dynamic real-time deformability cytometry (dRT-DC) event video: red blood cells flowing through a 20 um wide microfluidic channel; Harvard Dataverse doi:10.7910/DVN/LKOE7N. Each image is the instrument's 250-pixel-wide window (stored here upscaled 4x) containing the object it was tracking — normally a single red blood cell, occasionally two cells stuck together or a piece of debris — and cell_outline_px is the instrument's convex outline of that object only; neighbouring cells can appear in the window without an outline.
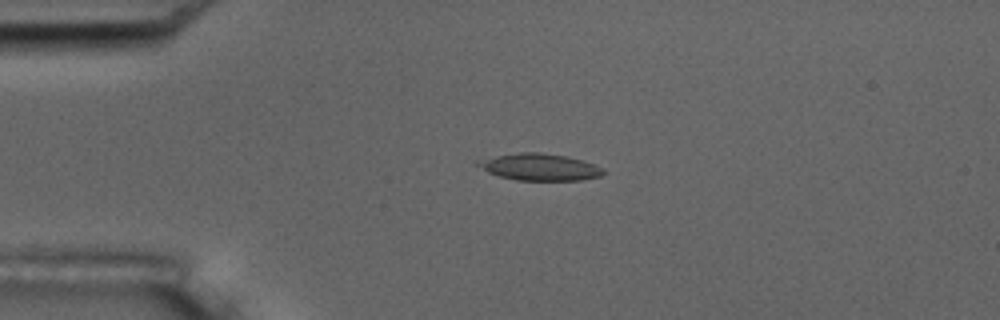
{"species": "common noctule bat (a hibernating species)", "species_latin": "Nyctalus noctula", "temperature_condition": "room temperature", "stored_images_in_passage": 36, "camera_frame_rate_fps": 3000, "um_per_image_px": 0.085, "animal": {"sex": "male", "body_mass_g": 17.5, "forearm_length_mm": 52.3}, "frame": {"image": 1, "passage_image": 10, "time_ms": 3.0, "image_size_px": [1000, 320], "cell_outline_px": [[604, 172], [600, 176], [580, 180], [516, 180], [500, 176], [488, 172], [476, 164], [476, 160], [496, 156], [520, 152], [540, 152], [564, 156], [580, 160], [604, 168]], "centroid_in_image_um": [45.85, 14.2], "position_along_channel_um": 39.2, "area_um2": 19.31}}
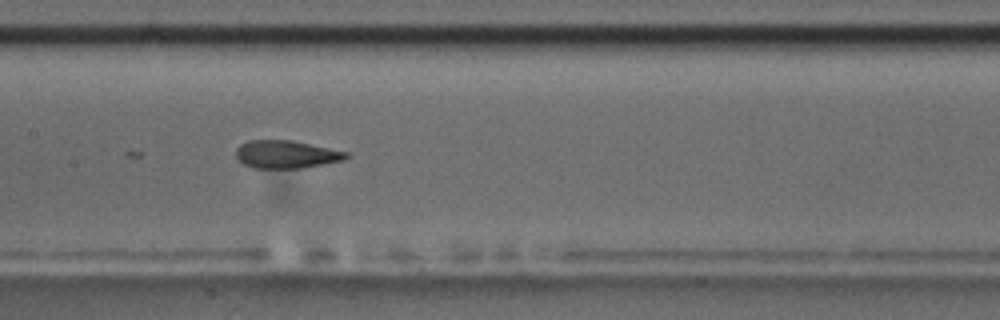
{"frame": {"image": 2, "passage_image": 24, "time_ms": 7.667, "image_size_px": [1000, 320], "cell_outline_px": [[352, 156], [344, 160], [300, 168], [252, 168], [244, 164], [236, 156], [236, 148], [240, 144], [248, 140], [292, 140], [348, 152]], "centroid_in_image_um": [24.33, 13.11], "position_along_channel_um": 183.1, "area_um2": 17.92}}